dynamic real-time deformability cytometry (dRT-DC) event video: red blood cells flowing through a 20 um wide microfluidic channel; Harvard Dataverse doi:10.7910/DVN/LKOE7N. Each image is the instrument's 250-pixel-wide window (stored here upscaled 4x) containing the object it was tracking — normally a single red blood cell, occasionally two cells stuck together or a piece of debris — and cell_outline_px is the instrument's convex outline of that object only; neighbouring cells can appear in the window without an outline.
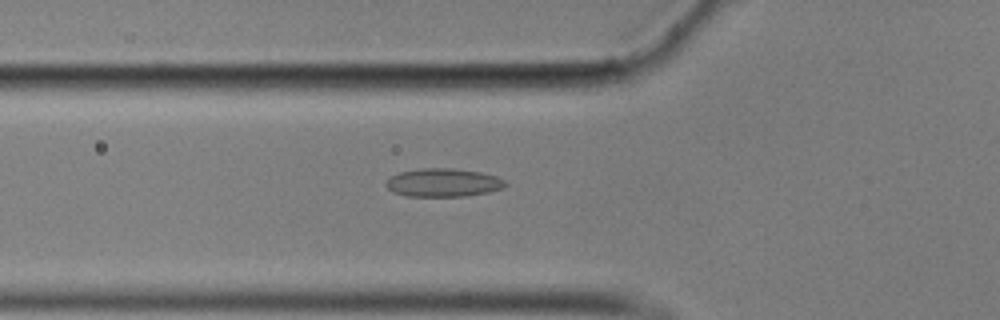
{"species": "common noctule bat (a hibernating species)", "species_latin": "Nyctalus noctula", "temperature_condition": "cold", "stored_images_in_passage": 58, "segment_of_instrument_passage": [1, 2], "camera_frame_rate_fps": 3000, "um_per_image_px": 0.085, "animal": {"sex": "male", "body_mass_g": 17.9}, "frame": {"image": 1, "passage_image": 20, "time_ms": 6.333, "image_size_px": [1000, 320], "cell_outline_px": [[508, 184], [504, 188], [488, 192], [468, 196], [404, 196], [392, 192], [384, 184], [392, 176], [400, 172], [420, 168], [452, 168], [480, 172], [496, 176], [504, 180]], "centroid_in_image_um": [37.68, 15.53], "position_along_channel_um": 88.1, "area_um2": 19.77}}
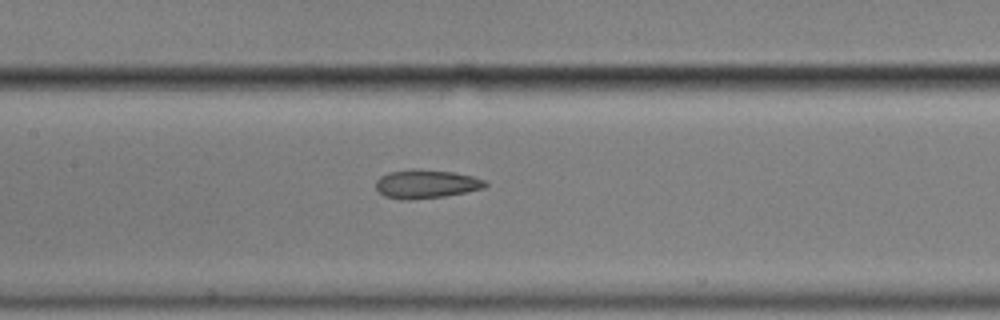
{"frame": {"image": 2, "passage_image": 27, "time_ms": 8.667, "image_size_px": [1000, 320], "cell_outline_px": [[488, 184], [484, 188], [444, 196], [408, 200], [400, 200], [384, 196], [376, 188], [376, 180], [380, 176], [388, 172], [412, 168], [420, 168], [452, 172], [472, 176], [484, 180]], "centroid_in_image_um": [36.18, 15.63], "position_along_channel_um": 171.2, "area_um2": 18.38}}
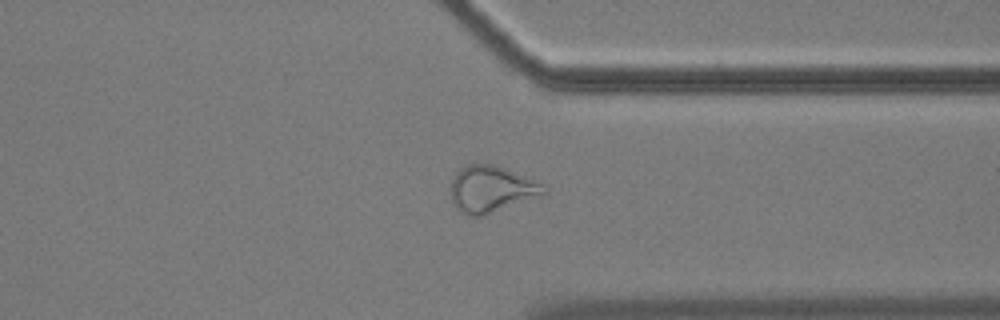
{"frame": {"image": 3, "passage_image": 44, "time_ms": 14.333, "image_size_px": [1000, 320], "cell_outline_px": [[548, 192], [540, 196], [484, 216], [468, 216], [460, 212], [452, 204], [452, 180], [456, 172], [460, 168], [468, 164], [492, 164], [532, 176], [548, 188]], "centroid_in_image_um": [41.82, 16.07], "position_along_channel_um": 369.6, "area_um2": 25.72}}